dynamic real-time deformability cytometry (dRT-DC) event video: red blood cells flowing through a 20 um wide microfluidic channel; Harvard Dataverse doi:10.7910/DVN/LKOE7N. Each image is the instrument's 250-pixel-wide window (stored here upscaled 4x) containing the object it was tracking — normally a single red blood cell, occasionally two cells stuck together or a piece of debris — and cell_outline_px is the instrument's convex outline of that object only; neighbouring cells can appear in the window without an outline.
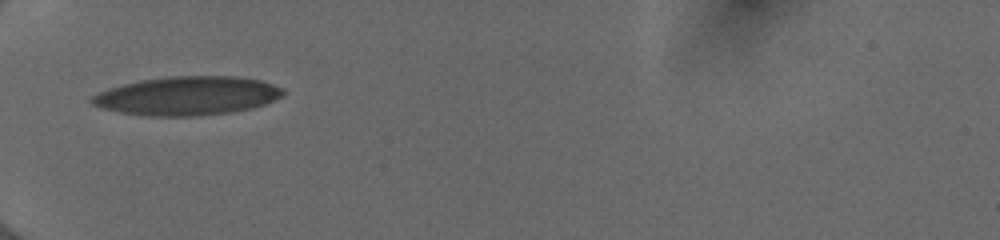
{"species": "human", "species_latin": "Homo sapiens", "temperature_condition": "cold", "stored_images_in_passage": 34, "camera_frame_rate_fps": 3000, "um_per_image_px": 0.085, "donor": {"sex": "female"}, "frame": {"image": 1, "passage_image": 1, "time_ms": 0.0, "image_size_px": [1000, 240], "cell_outline_px": [[284, 92], [280, 96], [264, 104], [252, 108], [228, 112], [196, 116], [148, 116], [120, 112], [104, 108], [92, 104], [88, 100], [92, 96], [108, 88], [140, 80], [168, 76], [236, 76], [260, 80], [272, 84], [280, 88]], "centroid_in_image_um": [15.88, 8.14], "position_along_channel_um": 69.1, "area_um2": 42.83}}
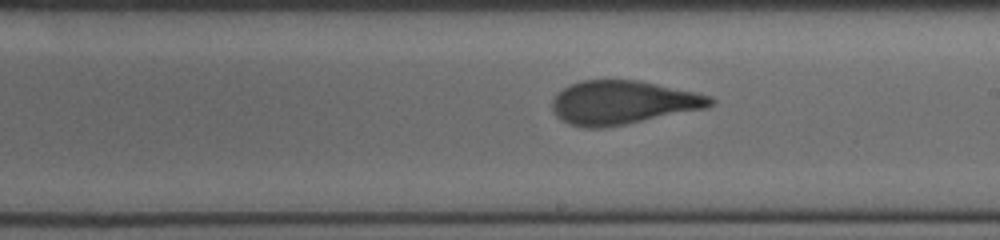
{"frame": {"image": 2, "passage_image": 14, "time_ms": 4.333, "image_size_px": [1000, 240], "cell_outline_px": [[716, 100], [708, 108], [604, 128], [584, 128], [568, 124], [560, 120], [552, 112], [552, 100], [568, 84], [580, 80], [636, 80], [696, 92], [712, 96]], "centroid_in_image_um": [52.92, 8.72], "position_along_channel_um": 236.1, "area_um2": 40.4}}
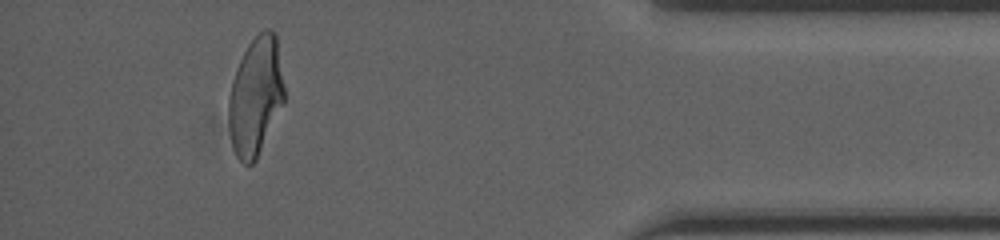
{"frame": {"image": 3, "passage_image": 30, "time_ms": 9.667, "image_size_px": [1000, 240], "cell_outline_px": [[284, 100], [256, 160], [252, 164], [244, 164], [236, 156], [232, 144], [228, 120], [228, 96], [232, 80], [236, 68], [248, 44], [264, 28], [272, 28], [276, 32], [284, 88]], "centroid_in_image_um": [21.71, 8.15], "position_along_channel_um": 413.5, "area_um2": 38.21}, "authors_computed_cell_mechanics": {"area_um2": 39.9398, "velocity_mm_per_s": 4.0059, "shape_relaxation_time_tau1_ms": 8.66, "shape_relaxation_time_tau2_ms": 0.9098, "deformation_change_tau1": 0.2571, "deformation_change_tau2": 0.0979}}